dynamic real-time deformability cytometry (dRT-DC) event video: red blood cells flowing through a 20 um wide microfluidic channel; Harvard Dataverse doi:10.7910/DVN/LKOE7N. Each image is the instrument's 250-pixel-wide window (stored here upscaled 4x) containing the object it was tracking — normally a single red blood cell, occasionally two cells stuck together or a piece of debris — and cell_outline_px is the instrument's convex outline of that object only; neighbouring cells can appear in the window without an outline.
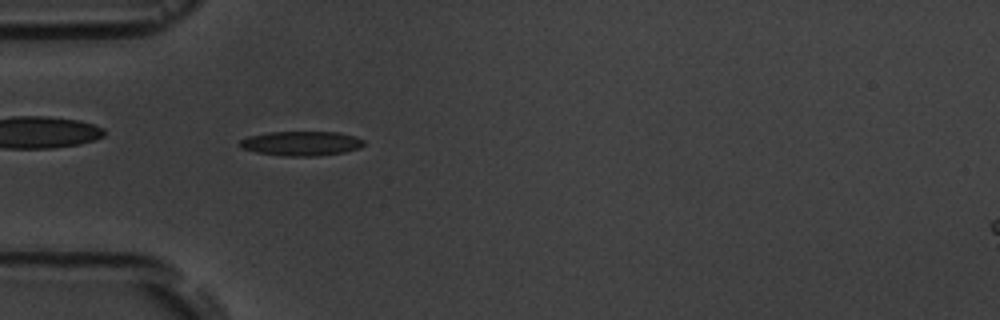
{"species": "common noctule bat (a hibernating species)", "species_latin": "Nyctalus noctula", "temperature_condition": "room temperature", "stored_images_in_passage": 4, "camera_frame_rate_fps": 3000, "um_per_image_px": 0.085, "animal": {"sex": "male", "body_mass_g": 19.5, "forearm_length_mm": 54.6}, "frame": {"image": 1, "passage_image": 4, "time_ms": 4.333, "image_size_px": [1000, 320], "cell_outline_px": [[364, 144], [360, 148], [344, 152], [316, 156], [284, 156], [256, 152], [240, 148], [236, 144], [240, 140], [248, 136], [268, 132], [340, 132], [356, 136], [364, 140]], "centroid_in_image_um": [25.59, 12.19], "position_along_channel_um": 59.4, "area_um2": 17.92}}